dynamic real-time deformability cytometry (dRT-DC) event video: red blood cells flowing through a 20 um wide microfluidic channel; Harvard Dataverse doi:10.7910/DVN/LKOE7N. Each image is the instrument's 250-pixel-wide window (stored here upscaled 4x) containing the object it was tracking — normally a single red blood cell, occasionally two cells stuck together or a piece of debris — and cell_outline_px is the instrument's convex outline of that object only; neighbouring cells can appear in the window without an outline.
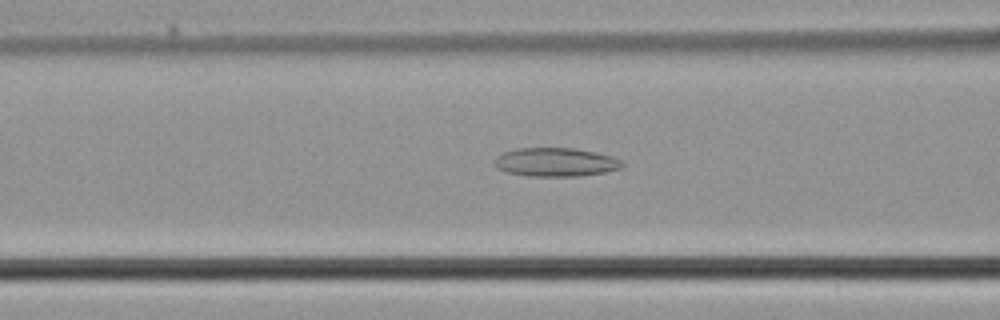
{"species": "common noctule bat (a hibernating species)", "species_latin": "Nyctalus noctula", "temperature_condition": "cold", "stored_images_in_passage": 33, "camera_frame_rate_fps": 3000, "um_per_image_px": 0.085, "animal": {"sex": "male", "body_mass_g": 21.5, "forearm_length_mm": 52.0}, "frame": {"image": 1, "passage_image": 13, "time_ms": 4.0, "image_size_px": [1000, 320], "cell_outline_px": [[624, 168], [604, 172], [580, 176], [528, 176], [504, 172], [496, 168], [496, 156], [504, 152], [516, 148], [572, 148], [612, 156], [624, 160]], "centroid_in_image_um": [47.25, 13.79], "position_along_channel_um": 119.3, "area_um2": 21.44}}
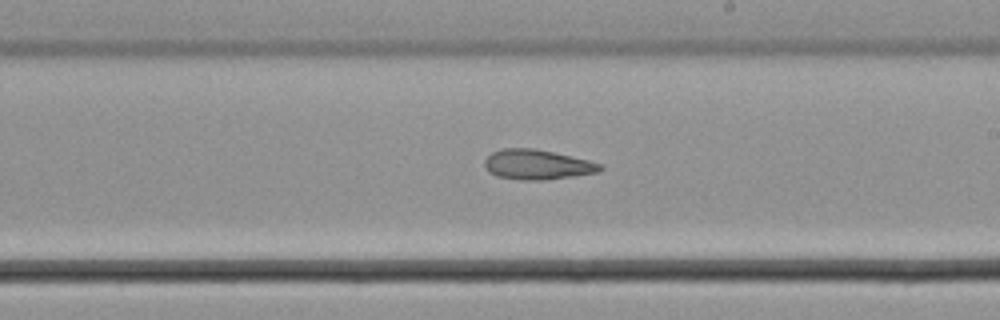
{"frame": {"image": 2, "passage_image": 22, "time_ms": 7.0, "image_size_px": [1000, 320], "cell_outline_px": [[604, 168], [600, 172], [544, 180], [524, 180], [496, 176], [488, 172], [484, 164], [484, 160], [492, 152], [504, 148], [532, 148], [552, 152], [588, 160], [604, 164]], "centroid_in_image_um": [45.67, 13.99], "position_along_channel_um": 243.3, "area_um2": 20.11}}
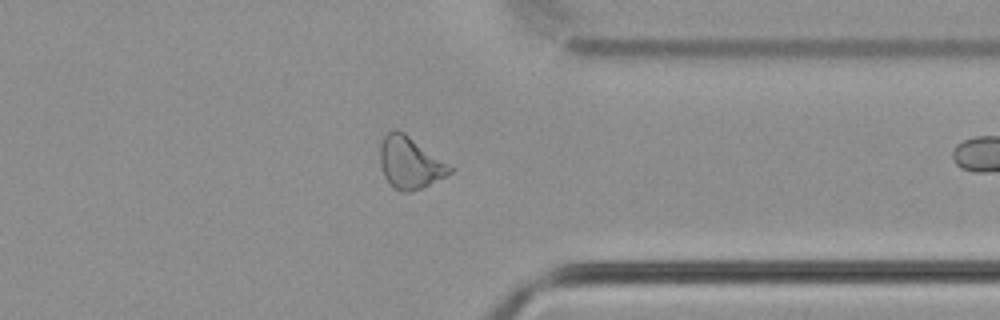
{"frame": {"image": 3, "passage_image": 32, "time_ms": 10.333, "image_size_px": [1000, 320], "cell_outline_px": [[452, 172], [420, 188], [408, 192], [400, 192], [384, 176], [380, 164], [380, 144], [384, 136], [392, 128], [396, 128], [404, 132], [448, 164], [452, 168]], "centroid_in_image_um": [34.8, 13.79], "position_along_channel_um": 376.6, "area_um2": 20.63}}